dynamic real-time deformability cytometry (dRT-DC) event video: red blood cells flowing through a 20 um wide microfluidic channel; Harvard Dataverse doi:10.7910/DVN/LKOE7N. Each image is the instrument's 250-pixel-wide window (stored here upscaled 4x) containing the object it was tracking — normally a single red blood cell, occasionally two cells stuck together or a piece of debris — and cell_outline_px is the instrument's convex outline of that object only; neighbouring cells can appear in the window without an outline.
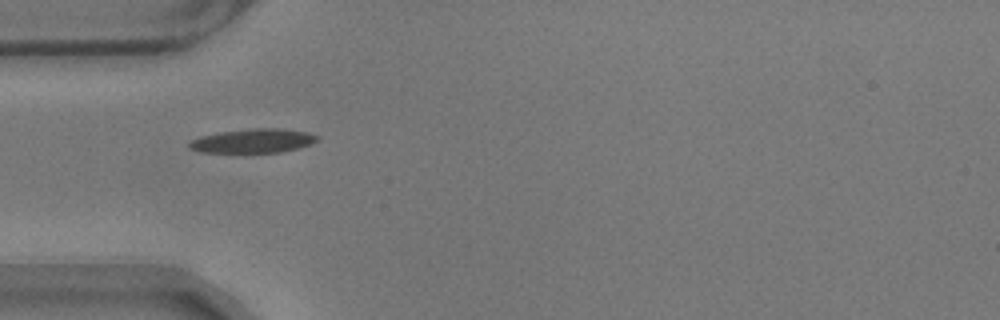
{"species": "common noctule bat (a hibernating species)", "species_latin": "Nyctalus noctula", "temperature_condition": "warm", "stored_images_in_passage": 41, "camera_frame_rate_fps": 3000, "um_per_image_px": 0.085, "animal": {"sex": "male", "body_mass_g": 17.9}, "frame": {"image": 1, "passage_image": 1, "time_ms": 0.0, "image_size_px": [1000, 320], "cell_outline_px": [[320, 140], [296, 148], [280, 152], [200, 152], [188, 148], [188, 144], [192, 140], [200, 136], [220, 132], [252, 128], [280, 128], [308, 132], [320, 136]], "centroid_in_image_um": [21.52, 11.96], "position_along_channel_um": 63.5, "area_um2": 17.86}}
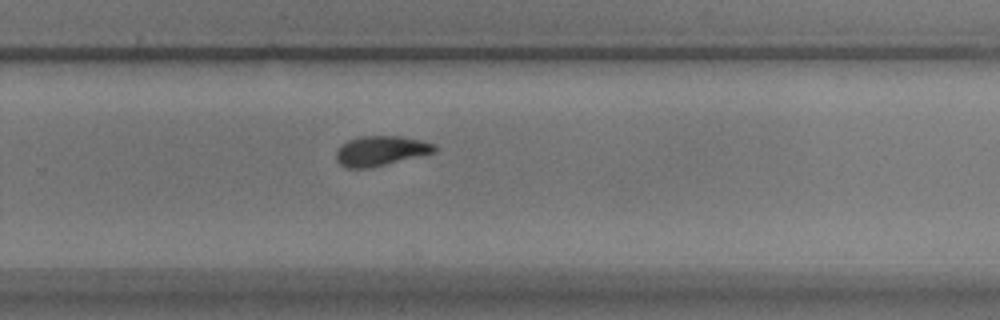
{"frame": {"image": 2, "passage_image": 21, "time_ms": 6.667, "image_size_px": [1000, 320], "cell_outline_px": [[436, 152], [368, 168], [348, 168], [340, 164], [336, 160], [336, 152], [348, 140], [360, 136], [400, 136], [420, 140], [436, 144]], "centroid_in_image_um": [32.37, 12.81], "position_along_channel_um": 297.4, "area_um2": 16.88}}
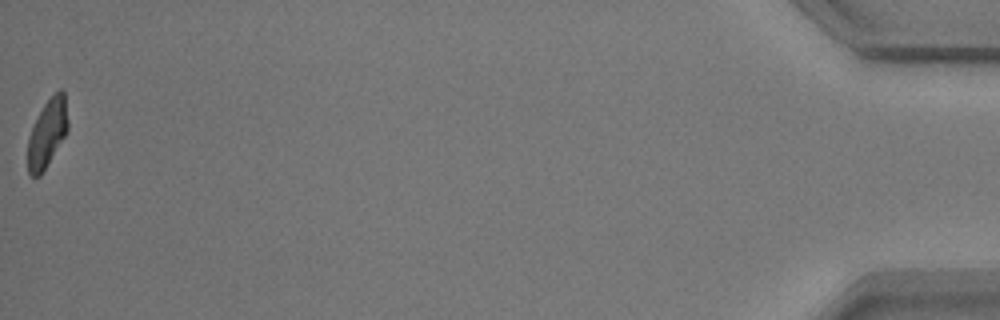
{"frame": {"image": 3, "passage_image": 41, "time_ms": 13.333, "image_size_px": [1000, 320], "cell_outline_px": [[68, 128], [64, 136], [40, 176], [32, 176], [28, 172], [28, 136], [44, 104], [60, 88], [64, 92], [68, 120]], "centroid_in_image_um": [4.01, 11.32], "position_along_channel_um": 431.2, "area_um2": 15.43}, "authors_computed_cell_mechanics": {"area_um2": 17.1666, "velocity_mm_per_s": 3.5117, "shape_relaxation_time_tau1_ms": 4.9188, "shape_relaxation_time_tau2_ms": 10.3961, "deformation_change_tau1": 0.1914, "deformation_change_tau2": 0.1281}}